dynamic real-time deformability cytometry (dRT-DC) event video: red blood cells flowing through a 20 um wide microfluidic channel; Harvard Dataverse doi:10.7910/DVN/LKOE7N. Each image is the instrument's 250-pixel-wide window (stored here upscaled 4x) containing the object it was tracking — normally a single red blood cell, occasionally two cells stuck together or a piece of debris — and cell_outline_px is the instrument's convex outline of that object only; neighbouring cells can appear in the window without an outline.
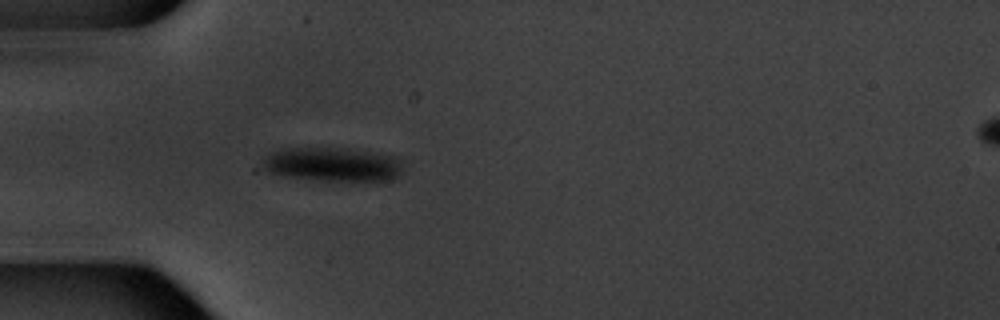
{"species": "common noctule bat (a hibernating species)", "species_latin": "Nyctalus noctula", "temperature_condition": "warm", "stored_images_in_passage": 5, "camera_frame_rate_fps": 3000, "um_per_image_px": 0.085, "animal": {"sex": "male", "body_mass_g": 20.1, "forearm_length_mm": 53.5}, "frame": {"image": 1, "passage_image": 5, "time_ms": 5.667, "image_size_px": [1000, 320], "cell_outline_px": [[404, 160], [400, 172], [396, 176], [388, 180], [324, 180], [288, 176], [268, 172], [264, 168], [264, 156], [280, 148], [348, 148], [380, 152], [400, 156]], "centroid_in_image_um": [28.35, 13.93], "position_along_channel_um": 56.7, "area_um2": 27.92}}